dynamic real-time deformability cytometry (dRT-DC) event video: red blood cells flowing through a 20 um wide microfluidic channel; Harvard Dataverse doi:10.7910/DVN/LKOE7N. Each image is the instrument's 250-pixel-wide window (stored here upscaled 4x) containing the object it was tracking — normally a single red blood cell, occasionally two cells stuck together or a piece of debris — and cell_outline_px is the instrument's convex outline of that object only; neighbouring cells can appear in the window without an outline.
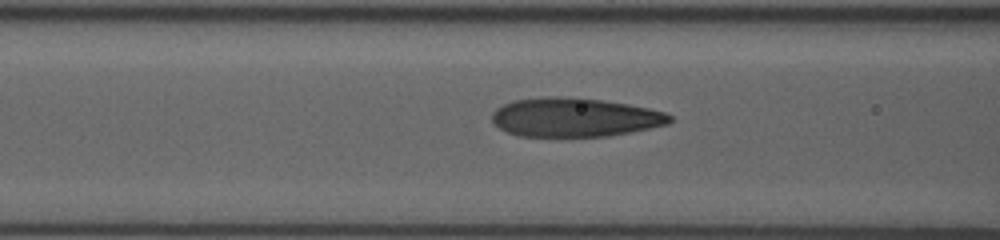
{"species": "human", "species_latin": "Homo sapiens", "temperature_condition": "room temperature", "stored_images_in_passage": 36, "camera_frame_rate_fps": 3000, "um_per_image_px": 0.085, "donor": {"sex": "female"}, "frame": {"image": 1, "passage_image": 11, "time_ms": 3.333, "image_size_px": [1000, 240], "cell_outline_px": [[672, 120], [668, 124], [608, 136], [520, 136], [508, 132], [500, 128], [492, 120], [492, 112], [496, 108], [512, 100], [544, 96], [564, 96], [604, 100], [628, 104], [648, 108], [664, 112], [672, 116]], "centroid_in_image_um": [48.83, 9.96], "position_along_channel_um": 117.8, "area_um2": 40.29}}
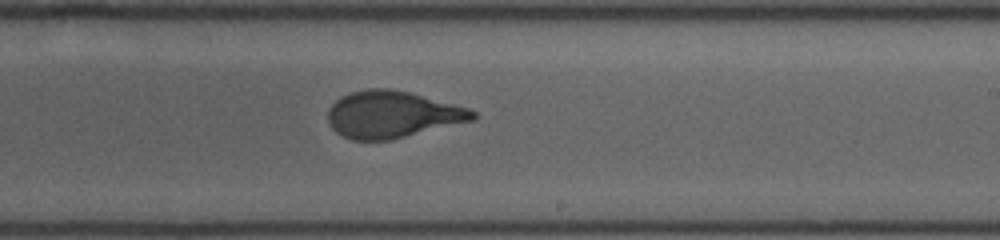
{"frame": {"image": 2, "passage_image": 22, "time_ms": 7.0, "image_size_px": [1000, 240], "cell_outline_px": [[476, 120], [392, 140], [352, 140], [336, 132], [332, 128], [328, 120], [328, 108], [340, 96], [352, 92], [368, 88], [388, 88], [408, 92], [468, 108], [476, 112]], "centroid_in_image_um": [33.34, 9.74], "position_along_channel_um": 255.7, "area_um2": 39.59}}
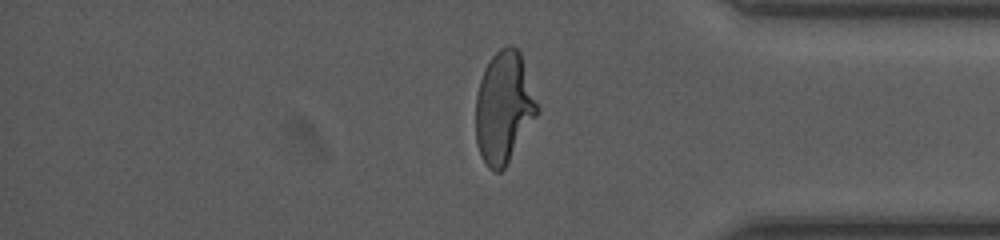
{"frame": {"image": 3, "passage_image": 34, "time_ms": 11.0, "image_size_px": [1000, 240], "cell_outline_px": [[540, 112], [504, 168], [500, 172], [496, 172], [488, 168], [480, 152], [476, 140], [476, 96], [480, 80], [484, 68], [492, 56], [500, 48], [508, 44], [512, 44], [520, 52], [540, 108]], "centroid_in_image_um": [42.84, 9.11], "position_along_channel_um": 392.4, "area_um2": 40.06}}